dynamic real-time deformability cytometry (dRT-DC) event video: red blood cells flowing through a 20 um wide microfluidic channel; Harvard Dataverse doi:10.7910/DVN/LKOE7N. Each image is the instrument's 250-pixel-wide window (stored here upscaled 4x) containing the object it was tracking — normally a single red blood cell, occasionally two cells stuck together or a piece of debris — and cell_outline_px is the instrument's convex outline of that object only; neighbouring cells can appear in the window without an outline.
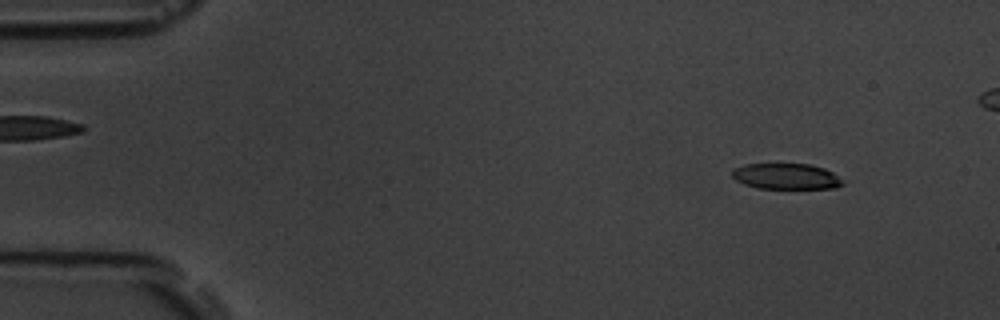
{"species": "common noctule bat (a hibernating species)", "species_latin": "Nyctalus noctula", "temperature_condition": "room temperature", "stored_images_in_passage": 5, "camera_frame_rate_fps": 3000, "um_per_image_px": 0.085, "animal": {"sex": "male", "body_mass_g": 19.5, "forearm_length_mm": 54.6}, "frame": {"image": 1, "passage_image": 1, "time_ms": 0.0, "image_size_px": [1000, 320], "cell_outline_px": [[844, 184], [836, 188], [756, 188], [744, 184], [736, 180], [732, 176], [732, 172], [736, 168], [744, 164], [808, 164], [824, 168], [832, 172], [844, 180]], "centroid_in_image_um": [66.85, 14.99], "position_along_channel_um": 18.2, "area_um2": 16.59}}